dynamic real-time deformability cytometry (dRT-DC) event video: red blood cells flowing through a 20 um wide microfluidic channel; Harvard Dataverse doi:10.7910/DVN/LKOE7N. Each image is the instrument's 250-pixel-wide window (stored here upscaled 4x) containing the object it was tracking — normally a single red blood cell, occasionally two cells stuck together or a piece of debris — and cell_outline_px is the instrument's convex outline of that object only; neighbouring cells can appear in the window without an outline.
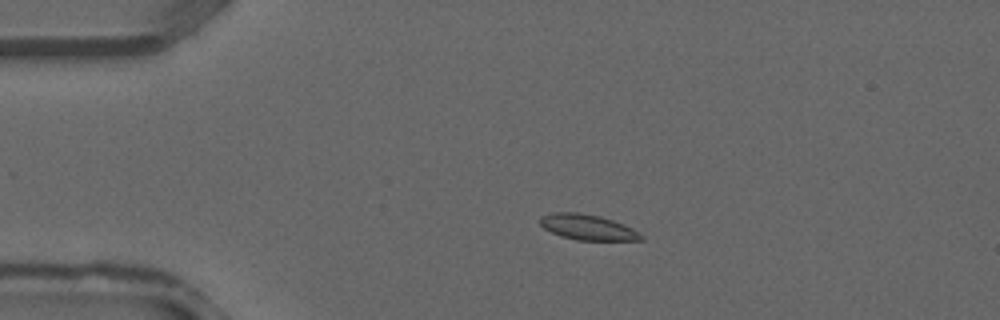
{"species": "common noctule bat (a hibernating species)", "species_latin": "Nyctalus noctula", "temperature_condition": "warm", "stored_images_in_passage": 38, "camera_frame_rate_fps": 3000, "um_per_image_px": 0.085, "animal": {"sex": "male", "forearm_length_mm": 52.5}, "frame": {"image": 1, "passage_image": 9, "time_ms": 2.667, "image_size_px": [1000, 320], "cell_outline_px": [[644, 240], [576, 240], [560, 236], [544, 228], [540, 224], [540, 216], [552, 212], [576, 212], [600, 216], [624, 224], [632, 228], [644, 236]], "centroid_in_image_um": [49.94, 19.31], "position_along_channel_um": 35.1, "area_um2": 15.03}}
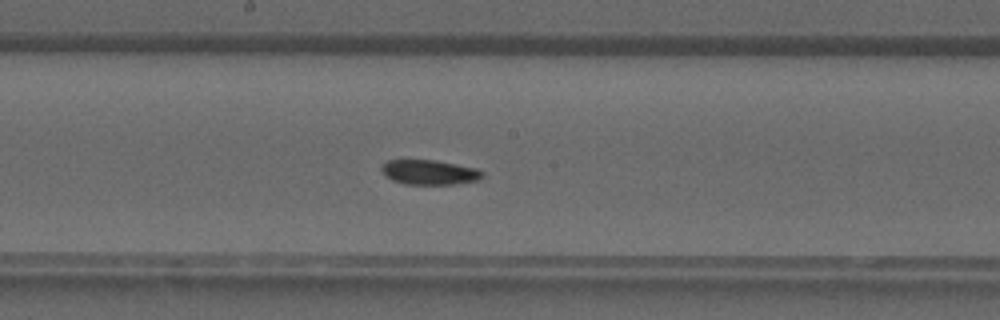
{"frame": {"image": 2, "passage_image": 21, "time_ms": 6.667, "image_size_px": [1000, 320], "cell_outline_px": [[484, 176], [480, 180], [456, 184], [404, 184], [392, 180], [384, 176], [380, 168], [388, 160], [436, 160], [476, 168], [484, 172]], "centroid_in_image_um": [36.51, 14.65], "position_along_channel_um": 211.7, "area_um2": 14.68}}
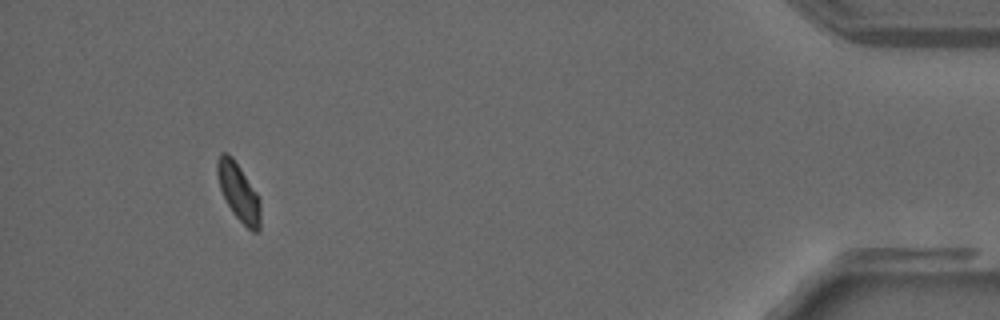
{"frame": {"image": 3, "passage_image": 36, "time_ms": 11.667, "image_size_px": [1000, 320], "cell_outline_px": [[260, 228], [256, 232], [252, 232], [232, 212], [220, 188], [216, 172], [216, 160], [220, 152], [228, 152], [232, 156], [256, 192], [260, 200]], "centroid_in_image_um": [20.26, 16.29], "position_along_channel_um": 414.9, "area_um2": 14.39}}